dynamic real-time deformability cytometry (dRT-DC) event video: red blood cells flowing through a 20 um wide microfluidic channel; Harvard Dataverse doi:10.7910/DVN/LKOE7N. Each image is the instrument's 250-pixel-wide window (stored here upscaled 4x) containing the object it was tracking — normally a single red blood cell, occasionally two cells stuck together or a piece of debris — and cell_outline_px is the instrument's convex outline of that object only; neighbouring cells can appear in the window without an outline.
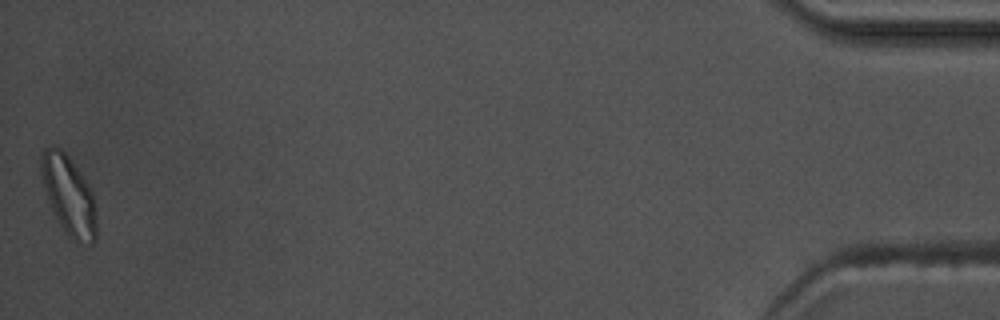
{"species": "common noctule bat (a hibernating species)", "species_latin": "Nyctalus noctula", "temperature_condition": "warm", "stored_images_in_passage": 48, "camera_frame_rate_fps": 3000, "um_per_image_px": 0.085, "animal": {"sex": "male", "body_mass_g": 17.5, "forearm_length_mm": 52.3}, "frame": {"image": 1, "passage_image": 48, "time_ms": 15.667, "image_size_px": [1000, 320], "cell_outline_px": [[96, 240], [92, 244], [72, 240], [68, 236], [52, 212], [44, 188], [40, 172], [40, 156], [44, 148], [52, 144], [60, 148], [68, 156], [80, 172], [88, 184], [92, 192], [96, 216]], "centroid_in_image_um": [5.82, 16.58], "position_along_channel_um": 429.4, "area_um2": 25.61}, "authors_computed_cell_mechanics": {"area_um2": 16.1262, "velocity_mm_per_s": 3.6622, "shape_relaxation_time_tau1_ms": 4.7157, "shape_relaxation_time_tau2_ms": 7.827, "deformation_change_tau1": 0.1752, "deformation_change_tau2": 0.1112}}